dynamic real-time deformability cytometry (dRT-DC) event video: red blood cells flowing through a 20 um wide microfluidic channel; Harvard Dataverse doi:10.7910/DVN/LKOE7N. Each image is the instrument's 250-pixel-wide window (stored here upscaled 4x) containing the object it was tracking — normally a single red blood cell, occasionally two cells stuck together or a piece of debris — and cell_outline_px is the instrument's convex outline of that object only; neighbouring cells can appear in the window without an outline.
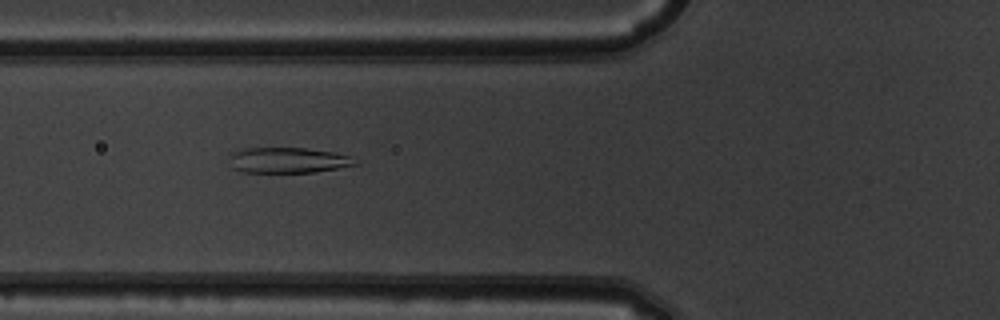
{"species": "common noctule bat (a hibernating species)", "species_latin": "Nyctalus noctula", "temperature_condition": "warm", "stored_images_in_passage": 50, "segment_of_instrument_passage": [1, 2], "camera_frame_rate_fps": 3000, "um_per_image_px": 0.085, "animal": {"sex": "male", "body_mass_g": 19.5, "forearm_length_mm": 54.6}, "frame": {"image": 1, "passage_image": 20, "time_ms": 6.333, "image_size_px": [1000, 320], "cell_outline_px": [[360, 164], [316, 172], [244, 172], [232, 168], [232, 152], [244, 148], [304, 148], [332, 152], [352, 156]], "centroid_in_image_um": [24.54, 13.62], "position_along_channel_um": 101.3, "area_um2": 18.61}}
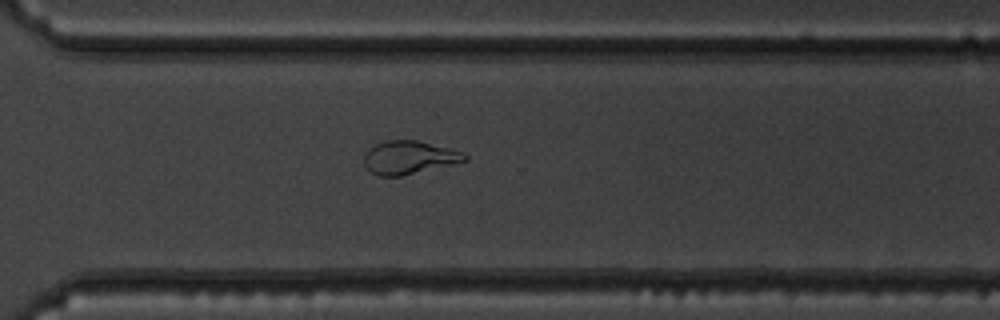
{"frame": {"image": 2, "passage_image": 38, "time_ms": 12.333, "image_size_px": [1000, 320], "cell_outline_px": [[468, 160], [400, 176], [376, 176], [364, 164], [364, 156], [368, 148], [384, 140], [416, 140], [448, 148], [460, 152], [468, 156]], "centroid_in_image_um": [34.72, 13.38], "position_along_channel_um": 335.9, "area_um2": 19.19}}
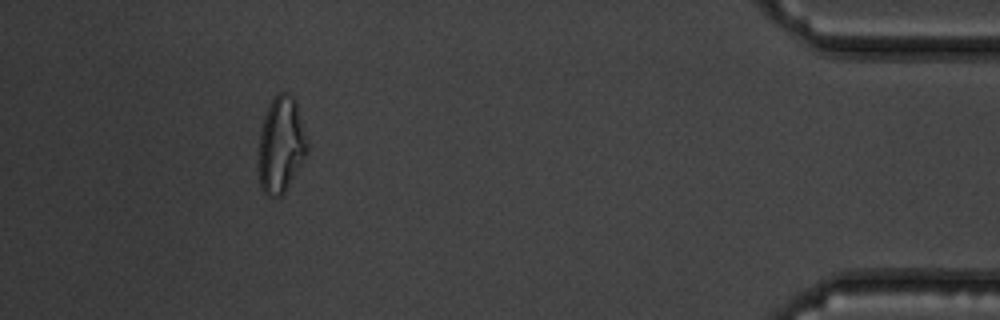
{"frame": {"image": 3, "passage_image": 48, "time_ms": 15.667, "image_size_px": [1000, 320], "cell_outline_px": [[308, 152], [284, 192], [280, 196], [268, 196], [260, 188], [260, 132], [264, 116], [272, 100], [280, 92], [284, 92], [292, 96], [296, 100], [308, 140]], "centroid_in_image_um": [23.92, 12.29], "position_along_channel_um": 411.3, "area_um2": 26.82}}